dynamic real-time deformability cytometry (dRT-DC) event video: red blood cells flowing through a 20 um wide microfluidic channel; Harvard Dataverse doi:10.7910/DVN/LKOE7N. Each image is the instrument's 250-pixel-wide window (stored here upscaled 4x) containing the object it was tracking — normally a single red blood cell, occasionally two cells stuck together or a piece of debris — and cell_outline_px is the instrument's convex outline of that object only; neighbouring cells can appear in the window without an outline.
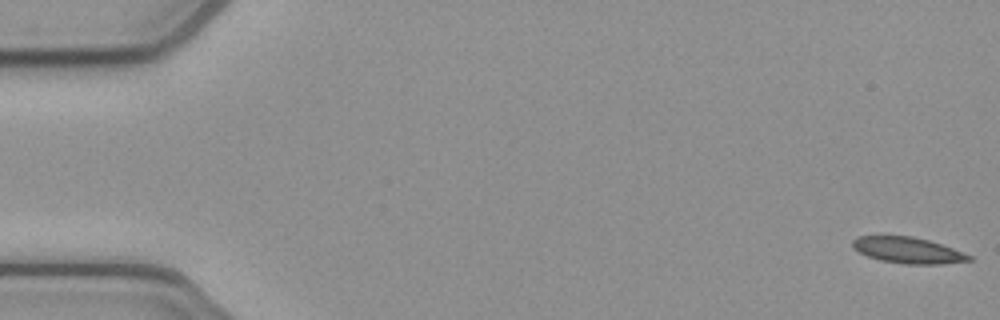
{"species": "common noctule bat (a hibernating species)", "species_latin": "Nyctalus noctula", "temperature_condition": "cold", "stored_images_in_passage": 53, "camera_frame_rate_fps": 3000, "um_per_image_px": 0.085, "animal": {"sex": "female", "body_mass_g": 21.9}, "frame": {"image": 1, "passage_image": 1, "time_ms": 0.0, "image_size_px": [1000, 320], "cell_outline_px": [[972, 260], [940, 264], [904, 264], [880, 260], [868, 256], [852, 248], [852, 240], [856, 236], [912, 236], [928, 240], [952, 248], [972, 256]], "centroid_in_image_um": [77.14, 21.27], "position_along_channel_um": 7.9, "area_um2": 17.57}}
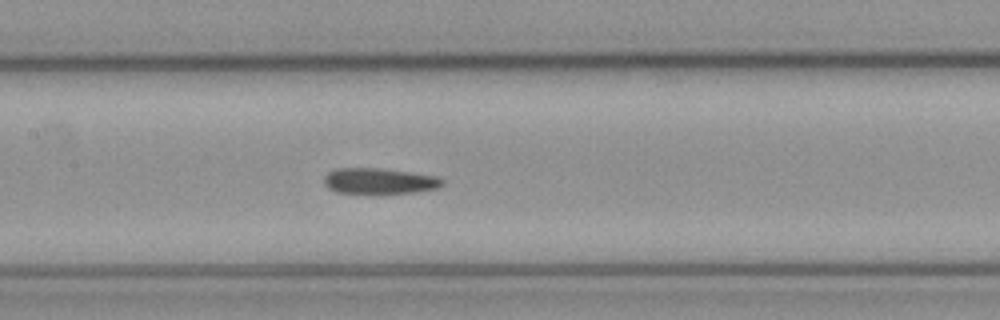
{"frame": {"image": 2, "passage_image": 25, "time_ms": 8.0, "image_size_px": [1000, 320], "cell_outline_px": [[444, 184], [436, 188], [416, 192], [380, 196], [336, 192], [328, 188], [324, 184], [324, 176], [328, 172], [336, 168], [384, 168], [440, 176], [444, 180]], "centroid_in_image_um": [32.26, 15.42], "position_along_channel_um": 175.1, "area_um2": 18.84}}
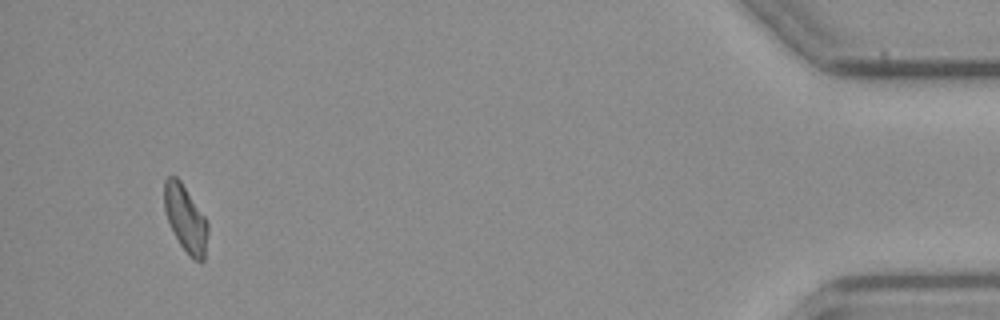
{"frame": {"image": 3, "passage_image": 50, "time_ms": 16.333, "image_size_px": [1000, 320], "cell_outline_px": [[208, 232], [204, 260], [200, 264], [188, 256], [180, 244], [168, 220], [164, 208], [164, 180], [168, 176], [176, 176], [180, 180], [204, 216], [208, 224]], "centroid_in_image_um": [15.78, 18.61], "position_along_channel_um": 419.4, "area_um2": 16.82}}